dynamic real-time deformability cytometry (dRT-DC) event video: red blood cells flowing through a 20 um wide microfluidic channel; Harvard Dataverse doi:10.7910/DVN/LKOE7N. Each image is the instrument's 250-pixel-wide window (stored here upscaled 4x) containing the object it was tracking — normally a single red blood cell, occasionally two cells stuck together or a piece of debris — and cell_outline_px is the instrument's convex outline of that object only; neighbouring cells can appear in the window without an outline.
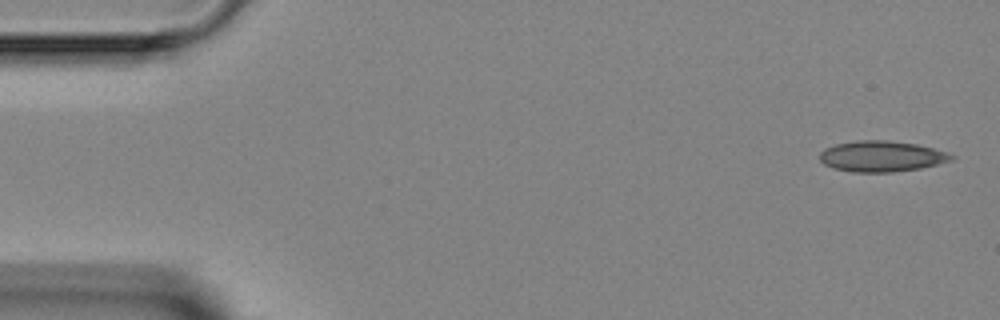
{"species": "Egyptian fruit bat (a non-hibernating species)", "species_latin": "Rousettus aegyptiacus", "temperature_condition": "room temperature", "stored_images_in_passage": 5, "camera_frame_rate_fps": 3000, "um_per_image_px": 0.085, "animal": {"sex": "female"}, "frame": {"image": 1, "passage_image": 1, "time_ms": 0.0, "image_size_px": [1000, 320], "cell_outline_px": [[956, 156], [952, 160], [920, 168], [892, 172], [852, 172], [832, 168], [824, 164], [820, 160], [820, 152], [824, 148], [836, 144], [856, 140], [888, 140], [916, 144], [948, 152]], "centroid_in_image_um": [74.91, 13.28], "position_along_channel_um": 10.1, "area_um2": 23.7}}
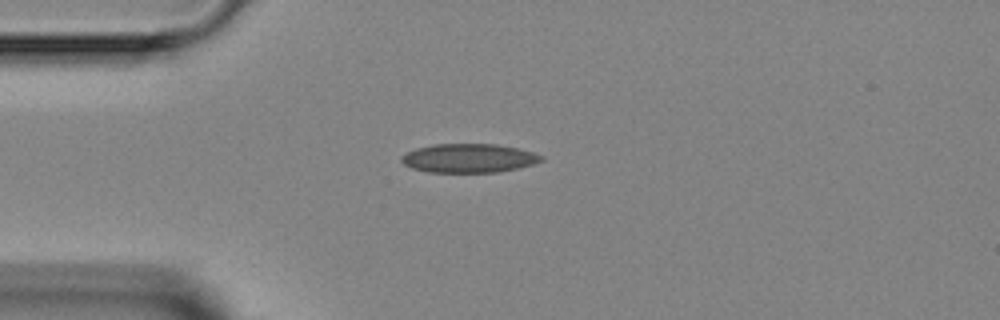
{"frame": {"image": 2, "passage_image": 3, "time_ms": 3.333, "image_size_px": [1000, 320], "cell_outline_px": [[544, 160], [520, 168], [496, 172], [428, 172], [412, 168], [404, 164], [400, 160], [400, 156], [416, 148], [432, 144], [496, 144], [516, 148], [532, 152], [544, 156]], "centroid_in_image_um": [39.84, 13.44], "position_along_channel_um": 45.2, "area_um2": 23.52}}
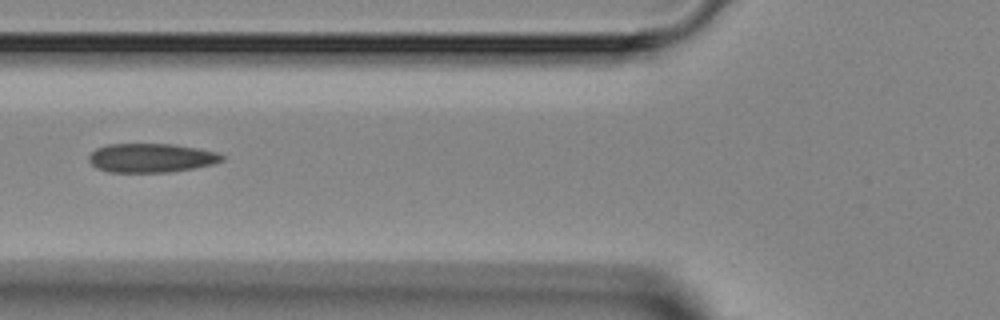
{"frame": {"image": 3, "passage_image": 5, "time_ms": 5.333, "image_size_px": [1000, 320], "cell_outline_px": [[224, 160], [216, 164], [168, 172], [108, 172], [96, 168], [88, 160], [88, 156], [96, 148], [108, 144], [176, 144], [216, 152], [224, 156]], "centroid_in_image_um": [12.85, 13.42], "position_along_channel_um": 113.0, "area_um2": 22.54}}